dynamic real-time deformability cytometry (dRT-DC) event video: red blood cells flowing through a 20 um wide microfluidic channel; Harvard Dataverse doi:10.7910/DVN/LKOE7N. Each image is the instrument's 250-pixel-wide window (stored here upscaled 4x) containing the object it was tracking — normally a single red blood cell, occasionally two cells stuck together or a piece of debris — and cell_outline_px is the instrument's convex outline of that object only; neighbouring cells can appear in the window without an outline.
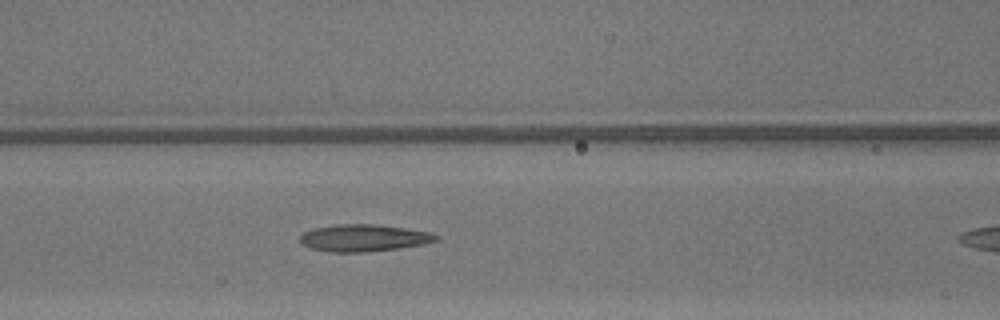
{"species": "common noctule bat (a hibernating species)", "species_latin": "Nyctalus noctula", "temperature_condition": "warm", "stored_images_in_passage": 10, "camera_frame_rate_fps": 3000, "um_per_image_px": 0.085, "animal": {"sex": "male", "body_mass_g": 13.3}, "frame": {"image": 1, "passage_image": 9, "time_ms": 2.667, "image_size_px": [1000, 320], "cell_outline_px": [[440, 240], [424, 244], [368, 252], [328, 252], [312, 248], [304, 244], [300, 240], [300, 236], [304, 232], [316, 228], [336, 224], [372, 224], [404, 228], [428, 232], [440, 236]], "centroid_in_image_um": [30.94, 20.23], "position_along_channel_um": 135.7, "area_um2": 21.21}}